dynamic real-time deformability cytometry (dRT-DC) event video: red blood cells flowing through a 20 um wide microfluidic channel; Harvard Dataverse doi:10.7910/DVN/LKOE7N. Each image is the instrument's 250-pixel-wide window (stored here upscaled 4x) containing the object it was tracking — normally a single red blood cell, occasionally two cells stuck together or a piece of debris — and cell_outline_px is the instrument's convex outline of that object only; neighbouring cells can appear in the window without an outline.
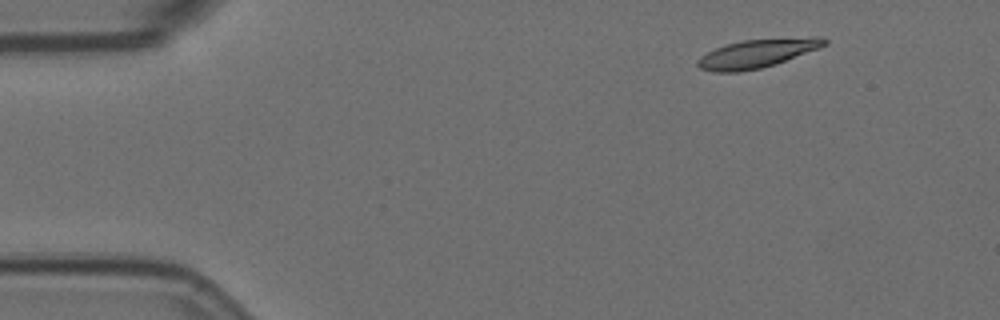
{"species": "Egyptian fruit bat (a non-hibernating species)", "species_latin": "Rousettus aegyptiacus", "temperature_condition": "room temperature", "stored_images_in_passage": 10, "camera_frame_rate_fps": 3000, "um_per_image_px": 0.085, "animal": {"sex": "female"}, "frame": {"image": 1, "passage_image": 1, "time_ms": 0.0, "image_size_px": [1000, 320], "cell_outline_px": [[828, 44], [776, 64], [760, 68], [740, 72], [712, 72], [700, 68], [696, 64], [696, 60], [700, 56], [716, 48], [728, 44], [744, 40], [816, 36], [824, 36], [828, 40]], "centroid_in_image_um": [64.37, 4.54], "position_along_channel_um": 20.6, "area_um2": 21.1}}
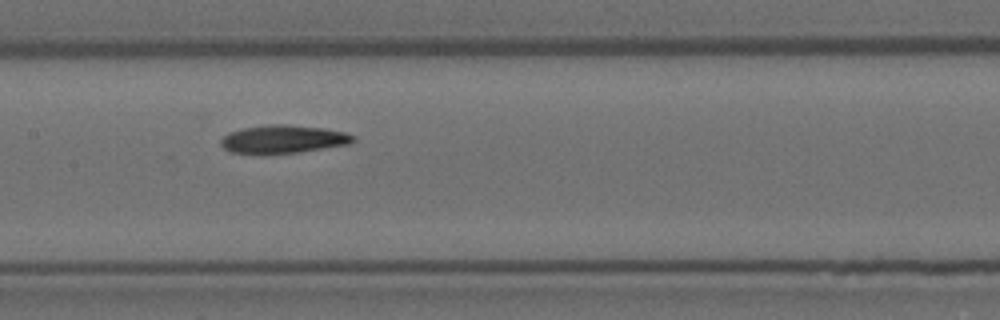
{"frame": {"image": 2, "passage_image": 7, "time_ms": 2.0, "image_size_px": [1000, 320], "cell_outline_px": [[356, 140], [352, 144], [296, 152], [232, 152], [224, 148], [220, 144], [220, 140], [228, 132], [244, 128], [268, 124], [284, 124], [324, 128], [344, 132], [356, 136]], "centroid_in_image_um": [24.13, 11.8], "position_along_channel_um": 183.3, "area_um2": 21.27}}
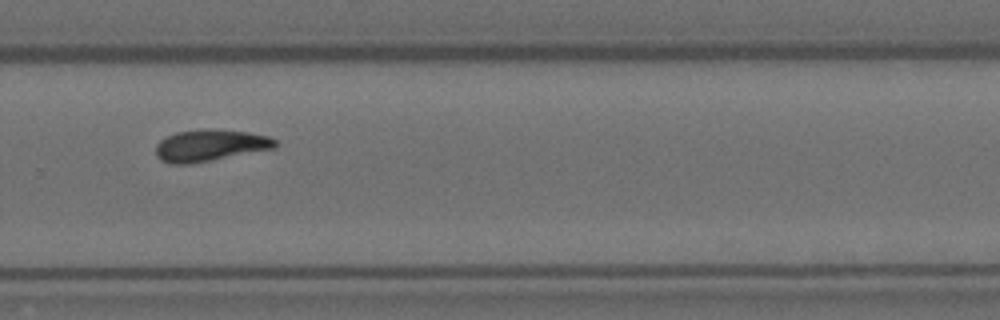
{"frame": {"image": 3, "passage_image": 10, "time_ms": 3.0, "image_size_px": [1000, 320], "cell_outline_px": [[276, 148], [192, 164], [172, 164], [160, 160], [156, 156], [156, 144], [160, 140], [176, 132], [204, 128], [248, 132], [268, 136], [276, 140]], "centroid_in_image_um": [17.84, 12.36], "position_along_channel_um": 312.0, "area_um2": 22.2}}